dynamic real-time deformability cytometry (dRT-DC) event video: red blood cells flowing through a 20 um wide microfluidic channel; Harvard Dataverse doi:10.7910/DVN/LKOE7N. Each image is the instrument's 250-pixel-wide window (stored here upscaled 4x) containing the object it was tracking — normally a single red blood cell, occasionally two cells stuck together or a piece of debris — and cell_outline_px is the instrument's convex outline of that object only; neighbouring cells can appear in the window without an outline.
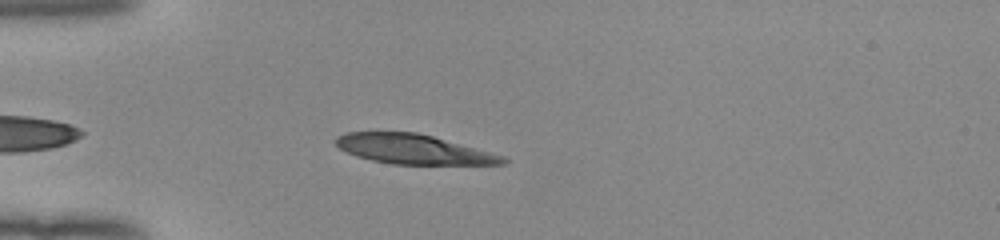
{"species": "human", "species_latin": "Homo sapiens", "temperature_condition": "room temperature", "stored_images_in_passage": 39, "camera_frame_rate_fps": 3000, "um_per_image_px": 0.085, "donor": {"sex": "female"}, "frame": {"image": 1, "passage_image": 5, "time_ms": 1.333, "image_size_px": [1000, 240], "cell_outline_px": [[508, 164], [392, 164], [372, 160], [356, 156], [340, 148], [336, 144], [336, 136], [348, 132], [416, 132], [432, 136], [504, 156], [508, 160]], "centroid_in_image_um": [35.13, 12.68], "position_along_channel_um": 49.9, "area_um2": 28.44}}
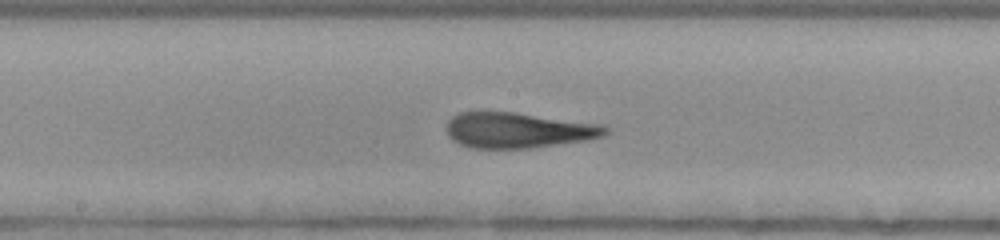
{"frame": {"image": 2, "passage_image": 18, "time_ms": 5.667, "image_size_px": [1000, 240], "cell_outline_px": [[608, 132], [604, 136], [584, 140], [532, 148], [472, 148], [460, 144], [452, 140], [448, 136], [448, 120], [452, 116], [460, 112], [512, 112], [600, 124], [608, 128]], "centroid_in_image_um": [44.02, 11.07], "position_along_channel_um": 204.2, "area_um2": 32.54}}
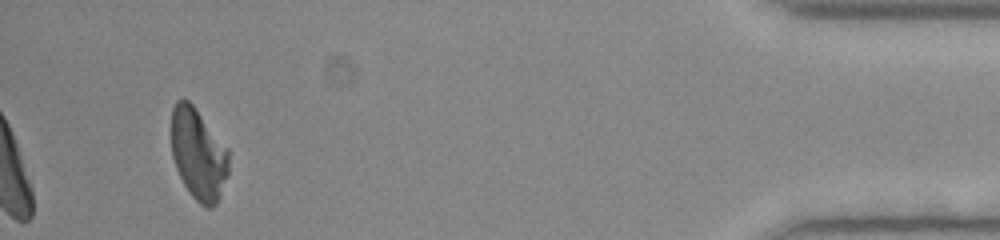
{"frame": {"image": 3, "passage_image": 39, "time_ms": 12.667, "image_size_px": [1000, 240], "cell_outline_px": [[228, 176], [220, 196], [216, 204], [212, 208], [208, 208], [200, 204], [192, 196], [184, 184], [176, 168], [172, 156], [172, 108], [176, 100], [188, 100], [192, 104], [228, 148]], "centroid_in_image_um": [16.87, 13.12], "position_along_channel_um": 418.3, "area_um2": 30.4}, "authors_computed_cell_mechanics": {"area_um2": 32.4836, "velocity_mm_per_s": 3.9837, "shape_relaxation_time_tau1_ms": 4.2456, "shape_relaxation_time_tau2_ms": 1.1672, "deformation_change_tau1": 0.1923, "deformation_change_tau2": 0.1097}}